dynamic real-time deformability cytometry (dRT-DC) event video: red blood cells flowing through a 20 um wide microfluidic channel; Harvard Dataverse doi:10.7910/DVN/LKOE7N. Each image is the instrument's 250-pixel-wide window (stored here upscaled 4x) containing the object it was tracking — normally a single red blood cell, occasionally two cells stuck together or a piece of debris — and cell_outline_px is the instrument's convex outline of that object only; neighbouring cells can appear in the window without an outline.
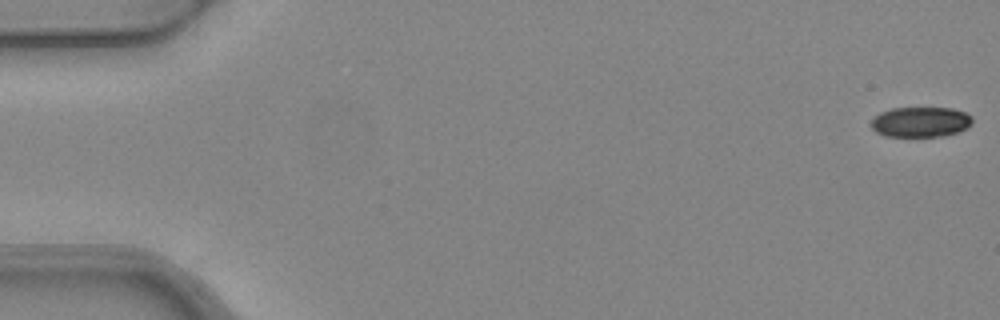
{"species": "common noctule bat (a hibernating species)", "species_latin": "Nyctalus noctula", "temperature_condition": "warm", "stored_images_in_passage": 5, "camera_frame_rate_fps": 3000, "um_per_image_px": 0.085, "animal": {"sex": "female", "body_mass_g": 24.6, "forearm_length_mm": 56.2}, "frame": {"image": 1, "passage_image": 1, "time_ms": 0.0, "image_size_px": [1000, 320], "cell_outline_px": [[972, 124], [968, 128], [944, 136], [884, 136], [876, 132], [872, 128], [872, 120], [880, 112], [892, 108], [952, 108], [964, 112], [972, 116]], "centroid_in_image_um": [78.27, 10.36], "position_along_channel_um": 6.7, "area_um2": 17.8}}
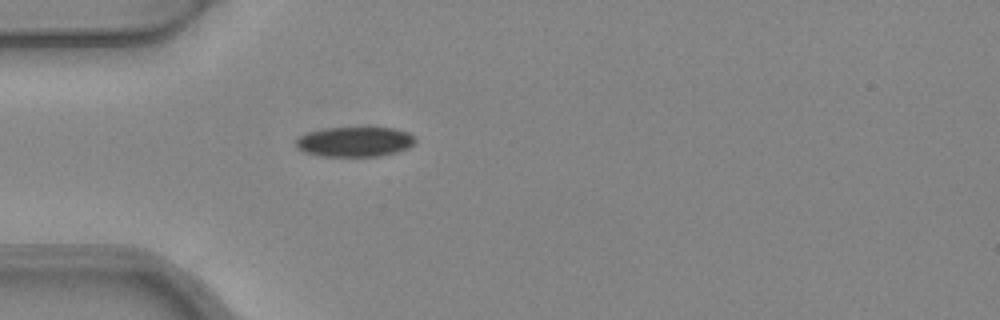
{"frame": {"image": 2, "passage_image": 5, "time_ms": 1.333, "image_size_px": [1000, 320], "cell_outline_px": [[416, 140], [408, 148], [396, 152], [376, 156], [324, 156], [304, 152], [296, 144], [296, 140], [300, 136], [308, 132], [324, 128], [392, 128], [408, 132]], "centroid_in_image_um": [30.15, 12.04], "position_along_channel_um": 54.8, "area_um2": 20.46}}